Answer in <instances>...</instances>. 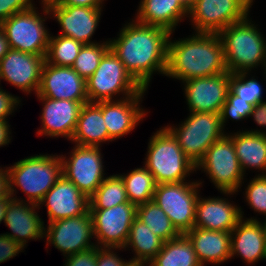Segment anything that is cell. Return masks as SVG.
<instances>
[{
	"label": "cell",
	"mask_w": 266,
	"mask_h": 266,
	"mask_svg": "<svg viewBox=\"0 0 266 266\" xmlns=\"http://www.w3.org/2000/svg\"><path fill=\"white\" fill-rule=\"evenodd\" d=\"M124 26V27H123ZM118 37L109 39L110 49L131 76L148 89L154 73L165 75L169 38L172 33L161 27L127 22Z\"/></svg>",
	"instance_id": "cell-1"
},
{
	"label": "cell",
	"mask_w": 266,
	"mask_h": 266,
	"mask_svg": "<svg viewBox=\"0 0 266 266\" xmlns=\"http://www.w3.org/2000/svg\"><path fill=\"white\" fill-rule=\"evenodd\" d=\"M194 33L174 42L170 35L165 76L185 82L227 72L218 33Z\"/></svg>",
	"instance_id": "cell-2"
},
{
	"label": "cell",
	"mask_w": 266,
	"mask_h": 266,
	"mask_svg": "<svg viewBox=\"0 0 266 266\" xmlns=\"http://www.w3.org/2000/svg\"><path fill=\"white\" fill-rule=\"evenodd\" d=\"M249 15L221 30L226 69L229 73L251 72L258 66L266 69V38ZM263 66V67H262Z\"/></svg>",
	"instance_id": "cell-3"
},
{
	"label": "cell",
	"mask_w": 266,
	"mask_h": 266,
	"mask_svg": "<svg viewBox=\"0 0 266 266\" xmlns=\"http://www.w3.org/2000/svg\"><path fill=\"white\" fill-rule=\"evenodd\" d=\"M5 168L8 172L9 194L11 197L18 201L38 205L62 176V158L60 154L33 155ZM15 187H18L27 195L26 200L18 199L15 196L17 191Z\"/></svg>",
	"instance_id": "cell-4"
},
{
	"label": "cell",
	"mask_w": 266,
	"mask_h": 266,
	"mask_svg": "<svg viewBox=\"0 0 266 266\" xmlns=\"http://www.w3.org/2000/svg\"><path fill=\"white\" fill-rule=\"evenodd\" d=\"M145 167L158 184L186 181L196 172V165L185 155L177 140L165 128L157 130L149 140Z\"/></svg>",
	"instance_id": "cell-5"
},
{
	"label": "cell",
	"mask_w": 266,
	"mask_h": 266,
	"mask_svg": "<svg viewBox=\"0 0 266 266\" xmlns=\"http://www.w3.org/2000/svg\"><path fill=\"white\" fill-rule=\"evenodd\" d=\"M89 103L114 100L145 94L144 89L126 70L124 64L109 49L100 61L96 71L86 80ZM124 96V97H123Z\"/></svg>",
	"instance_id": "cell-6"
},
{
	"label": "cell",
	"mask_w": 266,
	"mask_h": 266,
	"mask_svg": "<svg viewBox=\"0 0 266 266\" xmlns=\"http://www.w3.org/2000/svg\"><path fill=\"white\" fill-rule=\"evenodd\" d=\"M42 8L44 17L36 10L34 4L26 11L16 13L0 23L10 49L46 55L50 34L45 26V20L51 17L47 3H43Z\"/></svg>",
	"instance_id": "cell-7"
},
{
	"label": "cell",
	"mask_w": 266,
	"mask_h": 266,
	"mask_svg": "<svg viewBox=\"0 0 266 266\" xmlns=\"http://www.w3.org/2000/svg\"><path fill=\"white\" fill-rule=\"evenodd\" d=\"M178 126H165L177 140L185 155L195 164L204 157L206 150L227 132L222 127L220 113L190 112Z\"/></svg>",
	"instance_id": "cell-8"
},
{
	"label": "cell",
	"mask_w": 266,
	"mask_h": 266,
	"mask_svg": "<svg viewBox=\"0 0 266 266\" xmlns=\"http://www.w3.org/2000/svg\"><path fill=\"white\" fill-rule=\"evenodd\" d=\"M200 169L223 195L230 197L239 192L246 177L240 167L232 139L227 134L206 150L204 157L196 165V171Z\"/></svg>",
	"instance_id": "cell-9"
},
{
	"label": "cell",
	"mask_w": 266,
	"mask_h": 266,
	"mask_svg": "<svg viewBox=\"0 0 266 266\" xmlns=\"http://www.w3.org/2000/svg\"><path fill=\"white\" fill-rule=\"evenodd\" d=\"M190 181L158 184L153 197L180 234L194 227L197 198L202 186L201 181Z\"/></svg>",
	"instance_id": "cell-10"
},
{
	"label": "cell",
	"mask_w": 266,
	"mask_h": 266,
	"mask_svg": "<svg viewBox=\"0 0 266 266\" xmlns=\"http://www.w3.org/2000/svg\"><path fill=\"white\" fill-rule=\"evenodd\" d=\"M254 0H197L189 7L188 18L196 32L219 33L244 20Z\"/></svg>",
	"instance_id": "cell-11"
},
{
	"label": "cell",
	"mask_w": 266,
	"mask_h": 266,
	"mask_svg": "<svg viewBox=\"0 0 266 266\" xmlns=\"http://www.w3.org/2000/svg\"><path fill=\"white\" fill-rule=\"evenodd\" d=\"M70 153L68 157L60 155L62 174L89 198L106 178L101 149L75 144Z\"/></svg>",
	"instance_id": "cell-12"
},
{
	"label": "cell",
	"mask_w": 266,
	"mask_h": 266,
	"mask_svg": "<svg viewBox=\"0 0 266 266\" xmlns=\"http://www.w3.org/2000/svg\"><path fill=\"white\" fill-rule=\"evenodd\" d=\"M137 206L126 202L112 208L89 209L98 247L124 248Z\"/></svg>",
	"instance_id": "cell-13"
},
{
	"label": "cell",
	"mask_w": 266,
	"mask_h": 266,
	"mask_svg": "<svg viewBox=\"0 0 266 266\" xmlns=\"http://www.w3.org/2000/svg\"><path fill=\"white\" fill-rule=\"evenodd\" d=\"M48 225V226H47ZM45 225L44 238L67 257L96 246L89 210L78 217L56 220Z\"/></svg>",
	"instance_id": "cell-14"
},
{
	"label": "cell",
	"mask_w": 266,
	"mask_h": 266,
	"mask_svg": "<svg viewBox=\"0 0 266 266\" xmlns=\"http://www.w3.org/2000/svg\"><path fill=\"white\" fill-rule=\"evenodd\" d=\"M50 17L60 25L61 34L82 44L98 43L91 41L101 18L102 8L61 5L56 0L47 3Z\"/></svg>",
	"instance_id": "cell-15"
},
{
	"label": "cell",
	"mask_w": 266,
	"mask_h": 266,
	"mask_svg": "<svg viewBox=\"0 0 266 266\" xmlns=\"http://www.w3.org/2000/svg\"><path fill=\"white\" fill-rule=\"evenodd\" d=\"M45 56L9 49L0 60V82L1 80L7 81L26 94L34 91L36 95Z\"/></svg>",
	"instance_id": "cell-16"
},
{
	"label": "cell",
	"mask_w": 266,
	"mask_h": 266,
	"mask_svg": "<svg viewBox=\"0 0 266 266\" xmlns=\"http://www.w3.org/2000/svg\"><path fill=\"white\" fill-rule=\"evenodd\" d=\"M230 74L227 71L182 82L189 111L220 113L230 89Z\"/></svg>",
	"instance_id": "cell-17"
},
{
	"label": "cell",
	"mask_w": 266,
	"mask_h": 266,
	"mask_svg": "<svg viewBox=\"0 0 266 266\" xmlns=\"http://www.w3.org/2000/svg\"><path fill=\"white\" fill-rule=\"evenodd\" d=\"M37 97L88 101L86 80L72 67L51 65L45 61Z\"/></svg>",
	"instance_id": "cell-18"
},
{
	"label": "cell",
	"mask_w": 266,
	"mask_h": 266,
	"mask_svg": "<svg viewBox=\"0 0 266 266\" xmlns=\"http://www.w3.org/2000/svg\"><path fill=\"white\" fill-rule=\"evenodd\" d=\"M37 98L44 104L40 116L42 127L37 131V135L51 138L63 137L71 141L80 110L89 101H71L48 97Z\"/></svg>",
	"instance_id": "cell-19"
},
{
	"label": "cell",
	"mask_w": 266,
	"mask_h": 266,
	"mask_svg": "<svg viewBox=\"0 0 266 266\" xmlns=\"http://www.w3.org/2000/svg\"><path fill=\"white\" fill-rule=\"evenodd\" d=\"M47 208L48 222L78 217L89 210V198L63 174L38 203Z\"/></svg>",
	"instance_id": "cell-20"
},
{
	"label": "cell",
	"mask_w": 266,
	"mask_h": 266,
	"mask_svg": "<svg viewBox=\"0 0 266 266\" xmlns=\"http://www.w3.org/2000/svg\"><path fill=\"white\" fill-rule=\"evenodd\" d=\"M143 95L102 101V115L111 142L130 133L147 115L140 106Z\"/></svg>",
	"instance_id": "cell-21"
},
{
	"label": "cell",
	"mask_w": 266,
	"mask_h": 266,
	"mask_svg": "<svg viewBox=\"0 0 266 266\" xmlns=\"http://www.w3.org/2000/svg\"><path fill=\"white\" fill-rule=\"evenodd\" d=\"M37 211L40 207L26 201L12 199L7 206L4 223L11 233H5L24 248L28 240L44 238L45 223Z\"/></svg>",
	"instance_id": "cell-22"
},
{
	"label": "cell",
	"mask_w": 266,
	"mask_h": 266,
	"mask_svg": "<svg viewBox=\"0 0 266 266\" xmlns=\"http://www.w3.org/2000/svg\"><path fill=\"white\" fill-rule=\"evenodd\" d=\"M240 207L227 198H197L194 227L205 230L231 232L241 218H245Z\"/></svg>",
	"instance_id": "cell-23"
},
{
	"label": "cell",
	"mask_w": 266,
	"mask_h": 266,
	"mask_svg": "<svg viewBox=\"0 0 266 266\" xmlns=\"http://www.w3.org/2000/svg\"><path fill=\"white\" fill-rule=\"evenodd\" d=\"M246 219V220H245ZM241 218L231 231V256L241 257L244 263L253 265L266 260V236L262 223L255 217Z\"/></svg>",
	"instance_id": "cell-24"
},
{
	"label": "cell",
	"mask_w": 266,
	"mask_h": 266,
	"mask_svg": "<svg viewBox=\"0 0 266 266\" xmlns=\"http://www.w3.org/2000/svg\"><path fill=\"white\" fill-rule=\"evenodd\" d=\"M188 13L189 8L181 0H141L135 20L173 33Z\"/></svg>",
	"instance_id": "cell-25"
},
{
	"label": "cell",
	"mask_w": 266,
	"mask_h": 266,
	"mask_svg": "<svg viewBox=\"0 0 266 266\" xmlns=\"http://www.w3.org/2000/svg\"><path fill=\"white\" fill-rule=\"evenodd\" d=\"M192 242L195 254L202 266L221 264L231 256V232L205 230L193 227L185 233Z\"/></svg>",
	"instance_id": "cell-26"
},
{
	"label": "cell",
	"mask_w": 266,
	"mask_h": 266,
	"mask_svg": "<svg viewBox=\"0 0 266 266\" xmlns=\"http://www.w3.org/2000/svg\"><path fill=\"white\" fill-rule=\"evenodd\" d=\"M102 115V101L82 106L71 142L82 146H98L110 142Z\"/></svg>",
	"instance_id": "cell-27"
},
{
	"label": "cell",
	"mask_w": 266,
	"mask_h": 266,
	"mask_svg": "<svg viewBox=\"0 0 266 266\" xmlns=\"http://www.w3.org/2000/svg\"><path fill=\"white\" fill-rule=\"evenodd\" d=\"M227 135L232 139L243 174L249 168L266 174V134L240 130Z\"/></svg>",
	"instance_id": "cell-28"
},
{
	"label": "cell",
	"mask_w": 266,
	"mask_h": 266,
	"mask_svg": "<svg viewBox=\"0 0 266 266\" xmlns=\"http://www.w3.org/2000/svg\"><path fill=\"white\" fill-rule=\"evenodd\" d=\"M149 266H202L192 242L185 234L163 243L162 249Z\"/></svg>",
	"instance_id": "cell-29"
},
{
	"label": "cell",
	"mask_w": 266,
	"mask_h": 266,
	"mask_svg": "<svg viewBox=\"0 0 266 266\" xmlns=\"http://www.w3.org/2000/svg\"><path fill=\"white\" fill-rule=\"evenodd\" d=\"M163 243L164 241L155 235L146 224L135 218L123 249H133L134 256L130 260L149 263L162 249Z\"/></svg>",
	"instance_id": "cell-30"
},
{
	"label": "cell",
	"mask_w": 266,
	"mask_h": 266,
	"mask_svg": "<svg viewBox=\"0 0 266 266\" xmlns=\"http://www.w3.org/2000/svg\"><path fill=\"white\" fill-rule=\"evenodd\" d=\"M125 185L128 201L136 206L152 201L157 186L154 176L145 167L135 168L127 174H118Z\"/></svg>",
	"instance_id": "cell-31"
},
{
	"label": "cell",
	"mask_w": 266,
	"mask_h": 266,
	"mask_svg": "<svg viewBox=\"0 0 266 266\" xmlns=\"http://www.w3.org/2000/svg\"><path fill=\"white\" fill-rule=\"evenodd\" d=\"M136 218L146 224L164 242L177 238L180 235L172 225L169 217L154 200L138 205Z\"/></svg>",
	"instance_id": "cell-32"
},
{
	"label": "cell",
	"mask_w": 266,
	"mask_h": 266,
	"mask_svg": "<svg viewBox=\"0 0 266 266\" xmlns=\"http://www.w3.org/2000/svg\"><path fill=\"white\" fill-rule=\"evenodd\" d=\"M129 202L122 178L118 174L107 176L89 197V209H106Z\"/></svg>",
	"instance_id": "cell-33"
},
{
	"label": "cell",
	"mask_w": 266,
	"mask_h": 266,
	"mask_svg": "<svg viewBox=\"0 0 266 266\" xmlns=\"http://www.w3.org/2000/svg\"><path fill=\"white\" fill-rule=\"evenodd\" d=\"M83 45L73 38L50 34L45 61L51 65L72 67Z\"/></svg>",
	"instance_id": "cell-34"
},
{
	"label": "cell",
	"mask_w": 266,
	"mask_h": 266,
	"mask_svg": "<svg viewBox=\"0 0 266 266\" xmlns=\"http://www.w3.org/2000/svg\"><path fill=\"white\" fill-rule=\"evenodd\" d=\"M110 49L109 41L84 44L76 57L72 68L87 80L98 68L104 54Z\"/></svg>",
	"instance_id": "cell-35"
},
{
	"label": "cell",
	"mask_w": 266,
	"mask_h": 266,
	"mask_svg": "<svg viewBox=\"0 0 266 266\" xmlns=\"http://www.w3.org/2000/svg\"><path fill=\"white\" fill-rule=\"evenodd\" d=\"M248 75H250V72L231 73L230 90L243 101L249 102L253 106L260 102H265L262 96L264 91L262 85L252 76L249 79Z\"/></svg>",
	"instance_id": "cell-36"
},
{
	"label": "cell",
	"mask_w": 266,
	"mask_h": 266,
	"mask_svg": "<svg viewBox=\"0 0 266 266\" xmlns=\"http://www.w3.org/2000/svg\"><path fill=\"white\" fill-rule=\"evenodd\" d=\"M253 107L252 104L243 101L229 89L227 99L220 110V119L223 129H225L226 122L229 118L240 121L250 117Z\"/></svg>",
	"instance_id": "cell-37"
},
{
	"label": "cell",
	"mask_w": 266,
	"mask_h": 266,
	"mask_svg": "<svg viewBox=\"0 0 266 266\" xmlns=\"http://www.w3.org/2000/svg\"><path fill=\"white\" fill-rule=\"evenodd\" d=\"M245 190L247 205L266 217V174L260 173L252 178Z\"/></svg>",
	"instance_id": "cell-38"
},
{
	"label": "cell",
	"mask_w": 266,
	"mask_h": 266,
	"mask_svg": "<svg viewBox=\"0 0 266 266\" xmlns=\"http://www.w3.org/2000/svg\"><path fill=\"white\" fill-rule=\"evenodd\" d=\"M98 246L71 254L65 259L64 266H96Z\"/></svg>",
	"instance_id": "cell-39"
},
{
	"label": "cell",
	"mask_w": 266,
	"mask_h": 266,
	"mask_svg": "<svg viewBox=\"0 0 266 266\" xmlns=\"http://www.w3.org/2000/svg\"><path fill=\"white\" fill-rule=\"evenodd\" d=\"M33 0H0V23L12 15L31 8Z\"/></svg>",
	"instance_id": "cell-40"
},
{
	"label": "cell",
	"mask_w": 266,
	"mask_h": 266,
	"mask_svg": "<svg viewBox=\"0 0 266 266\" xmlns=\"http://www.w3.org/2000/svg\"><path fill=\"white\" fill-rule=\"evenodd\" d=\"M123 251V248L99 247L97 250L96 266H124L128 261L116 255L115 250Z\"/></svg>",
	"instance_id": "cell-41"
},
{
	"label": "cell",
	"mask_w": 266,
	"mask_h": 266,
	"mask_svg": "<svg viewBox=\"0 0 266 266\" xmlns=\"http://www.w3.org/2000/svg\"><path fill=\"white\" fill-rule=\"evenodd\" d=\"M24 247L6 234H0V264L22 252Z\"/></svg>",
	"instance_id": "cell-42"
},
{
	"label": "cell",
	"mask_w": 266,
	"mask_h": 266,
	"mask_svg": "<svg viewBox=\"0 0 266 266\" xmlns=\"http://www.w3.org/2000/svg\"><path fill=\"white\" fill-rule=\"evenodd\" d=\"M20 102L19 97L4 91L0 86V121H7L9 115L17 110L18 105L20 106Z\"/></svg>",
	"instance_id": "cell-43"
},
{
	"label": "cell",
	"mask_w": 266,
	"mask_h": 266,
	"mask_svg": "<svg viewBox=\"0 0 266 266\" xmlns=\"http://www.w3.org/2000/svg\"><path fill=\"white\" fill-rule=\"evenodd\" d=\"M250 117L254 118L253 120L257 123L258 126L266 128V100L265 102H260L253 107ZM246 131L256 134H266V131L261 129H246Z\"/></svg>",
	"instance_id": "cell-44"
},
{
	"label": "cell",
	"mask_w": 266,
	"mask_h": 266,
	"mask_svg": "<svg viewBox=\"0 0 266 266\" xmlns=\"http://www.w3.org/2000/svg\"><path fill=\"white\" fill-rule=\"evenodd\" d=\"M56 1L61 5L103 8L102 6L105 0H56Z\"/></svg>",
	"instance_id": "cell-45"
},
{
	"label": "cell",
	"mask_w": 266,
	"mask_h": 266,
	"mask_svg": "<svg viewBox=\"0 0 266 266\" xmlns=\"http://www.w3.org/2000/svg\"><path fill=\"white\" fill-rule=\"evenodd\" d=\"M3 168L0 167V198H12L9 194L8 172Z\"/></svg>",
	"instance_id": "cell-46"
},
{
	"label": "cell",
	"mask_w": 266,
	"mask_h": 266,
	"mask_svg": "<svg viewBox=\"0 0 266 266\" xmlns=\"http://www.w3.org/2000/svg\"><path fill=\"white\" fill-rule=\"evenodd\" d=\"M9 121H0V147L8 145L12 136Z\"/></svg>",
	"instance_id": "cell-47"
},
{
	"label": "cell",
	"mask_w": 266,
	"mask_h": 266,
	"mask_svg": "<svg viewBox=\"0 0 266 266\" xmlns=\"http://www.w3.org/2000/svg\"><path fill=\"white\" fill-rule=\"evenodd\" d=\"M9 49L10 48L5 33L0 27V60L7 54Z\"/></svg>",
	"instance_id": "cell-48"
},
{
	"label": "cell",
	"mask_w": 266,
	"mask_h": 266,
	"mask_svg": "<svg viewBox=\"0 0 266 266\" xmlns=\"http://www.w3.org/2000/svg\"><path fill=\"white\" fill-rule=\"evenodd\" d=\"M13 198H0V223L4 222L5 214H6V209L8 206V203L12 200Z\"/></svg>",
	"instance_id": "cell-49"
},
{
	"label": "cell",
	"mask_w": 266,
	"mask_h": 266,
	"mask_svg": "<svg viewBox=\"0 0 266 266\" xmlns=\"http://www.w3.org/2000/svg\"><path fill=\"white\" fill-rule=\"evenodd\" d=\"M149 263H146L144 261H133L128 260V262L124 266H148Z\"/></svg>",
	"instance_id": "cell-50"
},
{
	"label": "cell",
	"mask_w": 266,
	"mask_h": 266,
	"mask_svg": "<svg viewBox=\"0 0 266 266\" xmlns=\"http://www.w3.org/2000/svg\"><path fill=\"white\" fill-rule=\"evenodd\" d=\"M197 0H187V7L189 8L191 5H193Z\"/></svg>",
	"instance_id": "cell-51"
},
{
	"label": "cell",
	"mask_w": 266,
	"mask_h": 266,
	"mask_svg": "<svg viewBox=\"0 0 266 266\" xmlns=\"http://www.w3.org/2000/svg\"><path fill=\"white\" fill-rule=\"evenodd\" d=\"M265 221L264 222H261L262 223V226L264 228V233H265V236H266V217L264 219Z\"/></svg>",
	"instance_id": "cell-52"
},
{
	"label": "cell",
	"mask_w": 266,
	"mask_h": 266,
	"mask_svg": "<svg viewBox=\"0 0 266 266\" xmlns=\"http://www.w3.org/2000/svg\"><path fill=\"white\" fill-rule=\"evenodd\" d=\"M51 1H55V0H41V4L48 3V2H51Z\"/></svg>",
	"instance_id": "cell-53"
},
{
	"label": "cell",
	"mask_w": 266,
	"mask_h": 266,
	"mask_svg": "<svg viewBox=\"0 0 266 266\" xmlns=\"http://www.w3.org/2000/svg\"><path fill=\"white\" fill-rule=\"evenodd\" d=\"M187 6V0H181Z\"/></svg>",
	"instance_id": "cell-54"
}]
</instances>
